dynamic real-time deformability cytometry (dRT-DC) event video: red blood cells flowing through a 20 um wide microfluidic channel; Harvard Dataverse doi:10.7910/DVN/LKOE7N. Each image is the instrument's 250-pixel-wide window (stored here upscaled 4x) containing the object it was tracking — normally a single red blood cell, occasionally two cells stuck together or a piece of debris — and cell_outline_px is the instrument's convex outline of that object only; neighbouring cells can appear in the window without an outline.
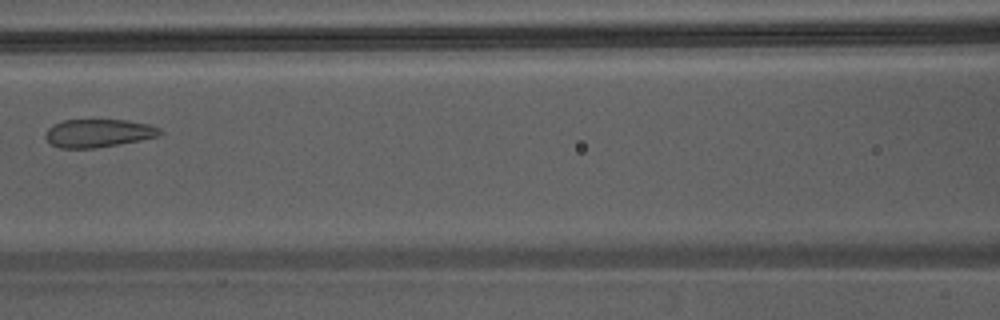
{"species": "Egyptian fruit bat (a non-hibernating species)", "species_latin": "Rousettus aegyptiacus", "temperature_condition": "warm", "stored_images_in_passage": 4, "camera_frame_rate_fps": 3000, "um_per_image_px": 0.085, "animal": {"sex": "male"}, "frame": {"image": 1, "passage_image": 3, "time_ms": 0.667, "image_size_px": [1000, 320], "cell_outline_px": [[164, 132], [160, 136], [140, 140], [96, 148], [60, 148], [52, 144], [44, 136], [48, 128], [52, 124], [64, 120], [128, 120], [148, 124], [160, 128]], "centroid_in_image_um": [8.38, 11.31], "position_along_channel_um": 158.2, "area_um2": 18.79}}